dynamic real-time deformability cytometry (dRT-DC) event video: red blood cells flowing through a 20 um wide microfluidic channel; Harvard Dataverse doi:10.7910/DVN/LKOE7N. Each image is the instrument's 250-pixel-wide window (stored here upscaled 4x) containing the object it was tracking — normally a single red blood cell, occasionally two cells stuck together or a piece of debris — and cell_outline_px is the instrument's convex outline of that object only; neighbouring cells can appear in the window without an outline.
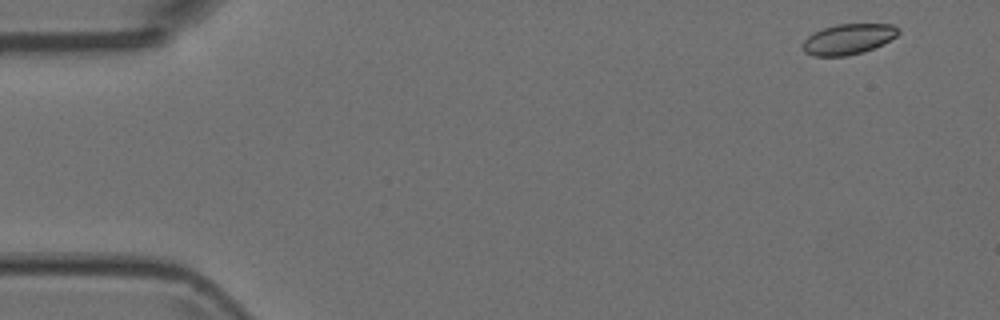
{"species": "Egyptian fruit bat (a non-hibernating species)", "species_latin": "Rousettus aegyptiacus", "temperature_condition": "room temperature", "stored_images_in_passage": 5, "camera_frame_rate_fps": 3000, "um_per_image_px": 0.085, "animal": {"sex": "female"}, "frame": {"image": 1, "passage_image": 1, "time_ms": 0.0, "image_size_px": [1000, 320], "cell_outline_px": [[900, 32], [896, 36], [864, 52], [848, 56], [812, 56], [804, 52], [804, 40], [812, 32], [836, 24], [892, 24], [900, 28]], "centroid_in_image_um": [72.09, 3.32], "position_along_channel_um": 12.9, "area_um2": 16.94}}
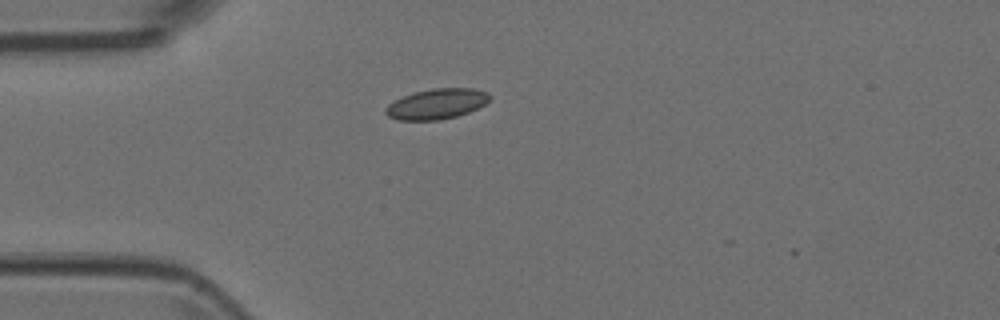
{"frame": {"image": 2, "passage_image": 4, "time_ms": 1.0, "image_size_px": [1000, 320], "cell_outline_px": [[492, 96], [484, 104], [468, 112], [456, 116], [440, 120], [400, 120], [388, 116], [384, 112], [384, 108], [388, 104], [412, 92], [432, 88], [472, 88], [488, 92]], "centroid_in_image_um": [37.1, 8.82], "position_along_channel_um": 47.9, "area_um2": 18.38}}